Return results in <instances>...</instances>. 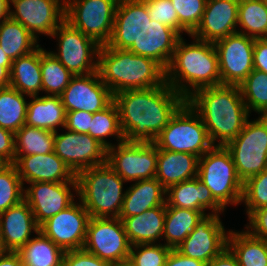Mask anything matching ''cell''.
Returning <instances> with one entry per match:
<instances>
[{"label":"cell","instance_id":"3957f363","mask_svg":"<svg viewBox=\"0 0 267 266\" xmlns=\"http://www.w3.org/2000/svg\"><path fill=\"white\" fill-rule=\"evenodd\" d=\"M188 44L182 36L165 69L166 83L185 100L196 91L221 84L214 43L192 37Z\"/></svg>","mask_w":267,"mask_h":266},{"label":"cell","instance_id":"9c48e42d","mask_svg":"<svg viewBox=\"0 0 267 266\" xmlns=\"http://www.w3.org/2000/svg\"><path fill=\"white\" fill-rule=\"evenodd\" d=\"M119 0H65V21L106 45L113 31L115 11Z\"/></svg>","mask_w":267,"mask_h":266},{"label":"cell","instance_id":"816d5d0a","mask_svg":"<svg viewBox=\"0 0 267 266\" xmlns=\"http://www.w3.org/2000/svg\"><path fill=\"white\" fill-rule=\"evenodd\" d=\"M165 266H206V263L184 256L177 249H171Z\"/></svg>","mask_w":267,"mask_h":266},{"label":"cell","instance_id":"83f0119b","mask_svg":"<svg viewBox=\"0 0 267 266\" xmlns=\"http://www.w3.org/2000/svg\"><path fill=\"white\" fill-rule=\"evenodd\" d=\"M165 214L166 206H156L142 214L120 218L131 245L161 243Z\"/></svg>","mask_w":267,"mask_h":266},{"label":"cell","instance_id":"db71d44e","mask_svg":"<svg viewBox=\"0 0 267 266\" xmlns=\"http://www.w3.org/2000/svg\"><path fill=\"white\" fill-rule=\"evenodd\" d=\"M0 266H25L17 252H4L0 256Z\"/></svg>","mask_w":267,"mask_h":266},{"label":"cell","instance_id":"1f68e13d","mask_svg":"<svg viewBox=\"0 0 267 266\" xmlns=\"http://www.w3.org/2000/svg\"><path fill=\"white\" fill-rule=\"evenodd\" d=\"M205 217L201 211L166 207L163 239L167 247L176 249Z\"/></svg>","mask_w":267,"mask_h":266},{"label":"cell","instance_id":"74e56055","mask_svg":"<svg viewBox=\"0 0 267 266\" xmlns=\"http://www.w3.org/2000/svg\"><path fill=\"white\" fill-rule=\"evenodd\" d=\"M89 135L95 138L106 149H109L114 145L111 141L107 140L108 137L114 136L117 144L125 141L120 126L118 108L114 101H112L105 109L93 113Z\"/></svg>","mask_w":267,"mask_h":266},{"label":"cell","instance_id":"d590c367","mask_svg":"<svg viewBox=\"0 0 267 266\" xmlns=\"http://www.w3.org/2000/svg\"><path fill=\"white\" fill-rule=\"evenodd\" d=\"M237 32L254 39L267 38V7L262 0H239Z\"/></svg>","mask_w":267,"mask_h":266},{"label":"cell","instance_id":"94428289","mask_svg":"<svg viewBox=\"0 0 267 266\" xmlns=\"http://www.w3.org/2000/svg\"><path fill=\"white\" fill-rule=\"evenodd\" d=\"M265 4V6L267 7V0H262Z\"/></svg>","mask_w":267,"mask_h":266},{"label":"cell","instance_id":"ee69618b","mask_svg":"<svg viewBox=\"0 0 267 266\" xmlns=\"http://www.w3.org/2000/svg\"><path fill=\"white\" fill-rule=\"evenodd\" d=\"M170 251L163 243L135 244L129 258L136 266H165Z\"/></svg>","mask_w":267,"mask_h":266},{"label":"cell","instance_id":"680465c9","mask_svg":"<svg viewBox=\"0 0 267 266\" xmlns=\"http://www.w3.org/2000/svg\"><path fill=\"white\" fill-rule=\"evenodd\" d=\"M112 266H136V265L134 264V262L130 258H128V259L122 260L118 263H115Z\"/></svg>","mask_w":267,"mask_h":266},{"label":"cell","instance_id":"277c9868","mask_svg":"<svg viewBox=\"0 0 267 266\" xmlns=\"http://www.w3.org/2000/svg\"><path fill=\"white\" fill-rule=\"evenodd\" d=\"M97 71L113 95L162 86L166 82L165 69L155 60L106 45L100 46Z\"/></svg>","mask_w":267,"mask_h":266},{"label":"cell","instance_id":"ba28073f","mask_svg":"<svg viewBox=\"0 0 267 266\" xmlns=\"http://www.w3.org/2000/svg\"><path fill=\"white\" fill-rule=\"evenodd\" d=\"M225 147L243 183L267 169V116L248 119L243 130Z\"/></svg>","mask_w":267,"mask_h":266},{"label":"cell","instance_id":"4fadbf2b","mask_svg":"<svg viewBox=\"0 0 267 266\" xmlns=\"http://www.w3.org/2000/svg\"><path fill=\"white\" fill-rule=\"evenodd\" d=\"M254 42V38L236 32L214 43L221 84L239 86L254 70Z\"/></svg>","mask_w":267,"mask_h":266},{"label":"cell","instance_id":"9a60e30c","mask_svg":"<svg viewBox=\"0 0 267 266\" xmlns=\"http://www.w3.org/2000/svg\"><path fill=\"white\" fill-rule=\"evenodd\" d=\"M10 18L38 40L40 34L51 37L65 20V0H10Z\"/></svg>","mask_w":267,"mask_h":266},{"label":"cell","instance_id":"2e32d148","mask_svg":"<svg viewBox=\"0 0 267 266\" xmlns=\"http://www.w3.org/2000/svg\"><path fill=\"white\" fill-rule=\"evenodd\" d=\"M55 132L54 153L75 173L106 163L107 149L89 134Z\"/></svg>","mask_w":267,"mask_h":266},{"label":"cell","instance_id":"6da1fadb","mask_svg":"<svg viewBox=\"0 0 267 266\" xmlns=\"http://www.w3.org/2000/svg\"><path fill=\"white\" fill-rule=\"evenodd\" d=\"M126 142L154 143L171 117L186 100L166 82L148 89L113 95Z\"/></svg>","mask_w":267,"mask_h":266},{"label":"cell","instance_id":"f907efd6","mask_svg":"<svg viewBox=\"0 0 267 266\" xmlns=\"http://www.w3.org/2000/svg\"><path fill=\"white\" fill-rule=\"evenodd\" d=\"M253 65L255 70L267 74V38L255 39Z\"/></svg>","mask_w":267,"mask_h":266},{"label":"cell","instance_id":"e0dca14e","mask_svg":"<svg viewBox=\"0 0 267 266\" xmlns=\"http://www.w3.org/2000/svg\"><path fill=\"white\" fill-rule=\"evenodd\" d=\"M75 196L77 182H34L24 188V200L30 206L38 226L70 206Z\"/></svg>","mask_w":267,"mask_h":266},{"label":"cell","instance_id":"f546056e","mask_svg":"<svg viewBox=\"0 0 267 266\" xmlns=\"http://www.w3.org/2000/svg\"><path fill=\"white\" fill-rule=\"evenodd\" d=\"M10 86L30 96L42 91L41 45L33 52L12 61Z\"/></svg>","mask_w":267,"mask_h":266},{"label":"cell","instance_id":"681fc988","mask_svg":"<svg viewBox=\"0 0 267 266\" xmlns=\"http://www.w3.org/2000/svg\"><path fill=\"white\" fill-rule=\"evenodd\" d=\"M0 161L3 164L15 162L14 133L0 127Z\"/></svg>","mask_w":267,"mask_h":266},{"label":"cell","instance_id":"d6a6232c","mask_svg":"<svg viewBox=\"0 0 267 266\" xmlns=\"http://www.w3.org/2000/svg\"><path fill=\"white\" fill-rule=\"evenodd\" d=\"M40 45L18 21L9 17L0 24V47L11 61L33 52Z\"/></svg>","mask_w":267,"mask_h":266},{"label":"cell","instance_id":"f6af8a7d","mask_svg":"<svg viewBox=\"0 0 267 266\" xmlns=\"http://www.w3.org/2000/svg\"><path fill=\"white\" fill-rule=\"evenodd\" d=\"M150 19L175 29L179 33L178 15L171 0H142Z\"/></svg>","mask_w":267,"mask_h":266},{"label":"cell","instance_id":"603a6c76","mask_svg":"<svg viewBox=\"0 0 267 266\" xmlns=\"http://www.w3.org/2000/svg\"><path fill=\"white\" fill-rule=\"evenodd\" d=\"M181 37L175 29L151 20L128 50L151 58L166 69Z\"/></svg>","mask_w":267,"mask_h":266},{"label":"cell","instance_id":"8fae6325","mask_svg":"<svg viewBox=\"0 0 267 266\" xmlns=\"http://www.w3.org/2000/svg\"><path fill=\"white\" fill-rule=\"evenodd\" d=\"M158 148L154 143L122 142L107 149L106 163L125 181L155 178Z\"/></svg>","mask_w":267,"mask_h":266},{"label":"cell","instance_id":"836d02e7","mask_svg":"<svg viewBox=\"0 0 267 266\" xmlns=\"http://www.w3.org/2000/svg\"><path fill=\"white\" fill-rule=\"evenodd\" d=\"M17 253L25 266H62L65 251L38 231Z\"/></svg>","mask_w":267,"mask_h":266},{"label":"cell","instance_id":"6f0895ef","mask_svg":"<svg viewBox=\"0 0 267 266\" xmlns=\"http://www.w3.org/2000/svg\"><path fill=\"white\" fill-rule=\"evenodd\" d=\"M0 62H2V66H4L10 72L12 61L6 56L1 47H0Z\"/></svg>","mask_w":267,"mask_h":266},{"label":"cell","instance_id":"484cf974","mask_svg":"<svg viewBox=\"0 0 267 266\" xmlns=\"http://www.w3.org/2000/svg\"><path fill=\"white\" fill-rule=\"evenodd\" d=\"M156 206H166V189L156 178L136 181L125 190L119 218L139 215Z\"/></svg>","mask_w":267,"mask_h":266},{"label":"cell","instance_id":"d4e9b609","mask_svg":"<svg viewBox=\"0 0 267 266\" xmlns=\"http://www.w3.org/2000/svg\"><path fill=\"white\" fill-rule=\"evenodd\" d=\"M166 207L197 210L205 216L220 215L225 210L198 177L168 187L166 189ZM206 210H211V212L206 213Z\"/></svg>","mask_w":267,"mask_h":266},{"label":"cell","instance_id":"f35d334b","mask_svg":"<svg viewBox=\"0 0 267 266\" xmlns=\"http://www.w3.org/2000/svg\"><path fill=\"white\" fill-rule=\"evenodd\" d=\"M42 92L60 96L74 76L51 53L41 47Z\"/></svg>","mask_w":267,"mask_h":266},{"label":"cell","instance_id":"b9f144b4","mask_svg":"<svg viewBox=\"0 0 267 266\" xmlns=\"http://www.w3.org/2000/svg\"><path fill=\"white\" fill-rule=\"evenodd\" d=\"M178 15L179 34L191 35L199 26L207 0H171Z\"/></svg>","mask_w":267,"mask_h":266},{"label":"cell","instance_id":"30bf717a","mask_svg":"<svg viewBox=\"0 0 267 266\" xmlns=\"http://www.w3.org/2000/svg\"><path fill=\"white\" fill-rule=\"evenodd\" d=\"M51 38H56L58 42L57 50L51 53L73 75H86L97 71L100 45L92 38L65 20Z\"/></svg>","mask_w":267,"mask_h":266},{"label":"cell","instance_id":"5bb4252c","mask_svg":"<svg viewBox=\"0 0 267 266\" xmlns=\"http://www.w3.org/2000/svg\"><path fill=\"white\" fill-rule=\"evenodd\" d=\"M90 215L80 202L52 216L39 226V231L64 251L84 247Z\"/></svg>","mask_w":267,"mask_h":266},{"label":"cell","instance_id":"60d3db41","mask_svg":"<svg viewBox=\"0 0 267 266\" xmlns=\"http://www.w3.org/2000/svg\"><path fill=\"white\" fill-rule=\"evenodd\" d=\"M14 164L0 167V213L24 200V188Z\"/></svg>","mask_w":267,"mask_h":266},{"label":"cell","instance_id":"bcb514c9","mask_svg":"<svg viewBox=\"0 0 267 266\" xmlns=\"http://www.w3.org/2000/svg\"><path fill=\"white\" fill-rule=\"evenodd\" d=\"M62 266H112L84 248L65 251Z\"/></svg>","mask_w":267,"mask_h":266},{"label":"cell","instance_id":"ac0fdd59","mask_svg":"<svg viewBox=\"0 0 267 266\" xmlns=\"http://www.w3.org/2000/svg\"><path fill=\"white\" fill-rule=\"evenodd\" d=\"M229 231L220 215L205 216L176 248L184 256L209 263L227 247Z\"/></svg>","mask_w":267,"mask_h":266},{"label":"cell","instance_id":"7c38bea8","mask_svg":"<svg viewBox=\"0 0 267 266\" xmlns=\"http://www.w3.org/2000/svg\"><path fill=\"white\" fill-rule=\"evenodd\" d=\"M131 243L120 218L91 217L84 249L111 265L130 257Z\"/></svg>","mask_w":267,"mask_h":266},{"label":"cell","instance_id":"c3c4849f","mask_svg":"<svg viewBox=\"0 0 267 266\" xmlns=\"http://www.w3.org/2000/svg\"><path fill=\"white\" fill-rule=\"evenodd\" d=\"M93 120V113L86 111L66 112V122L64 129L69 131L89 134L90 124Z\"/></svg>","mask_w":267,"mask_h":266},{"label":"cell","instance_id":"44dd1931","mask_svg":"<svg viewBox=\"0 0 267 266\" xmlns=\"http://www.w3.org/2000/svg\"><path fill=\"white\" fill-rule=\"evenodd\" d=\"M239 0H207L202 20L192 37L216 41L237 32Z\"/></svg>","mask_w":267,"mask_h":266},{"label":"cell","instance_id":"f5cc1de1","mask_svg":"<svg viewBox=\"0 0 267 266\" xmlns=\"http://www.w3.org/2000/svg\"><path fill=\"white\" fill-rule=\"evenodd\" d=\"M206 266H239L236 257L226 247L218 256L213 258Z\"/></svg>","mask_w":267,"mask_h":266},{"label":"cell","instance_id":"cb8c5ba5","mask_svg":"<svg viewBox=\"0 0 267 266\" xmlns=\"http://www.w3.org/2000/svg\"><path fill=\"white\" fill-rule=\"evenodd\" d=\"M34 214L25 200L0 213V239L5 252H18L37 233Z\"/></svg>","mask_w":267,"mask_h":266},{"label":"cell","instance_id":"7a4b0ae2","mask_svg":"<svg viewBox=\"0 0 267 266\" xmlns=\"http://www.w3.org/2000/svg\"><path fill=\"white\" fill-rule=\"evenodd\" d=\"M186 101L200 115L214 146L235 139L250 117L238 85L202 88Z\"/></svg>","mask_w":267,"mask_h":266},{"label":"cell","instance_id":"d6986e66","mask_svg":"<svg viewBox=\"0 0 267 266\" xmlns=\"http://www.w3.org/2000/svg\"><path fill=\"white\" fill-rule=\"evenodd\" d=\"M60 98L66 112L96 113L113 101V94L96 71L86 75H74Z\"/></svg>","mask_w":267,"mask_h":266},{"label":"cell","instance_id":"91938a15","mask_svg":"<svg viewBox=\"0 0 267 266\" xmlns=\"http://www.w3.org/2000/svg\"><path fill=\"white\" fill-rule=\"evenodd\" d=\"M4 249L2 247V244H1V239H0V256L4 253Z\"/></svg>","mask_w":267,"mask_h":266},{"label":"cell","instance_id":"9f6ffc18","mask_svg":"<svg viewBox=\"0 0 267 266\" xmlns=\"http://www.w3.org/2000/svg\"><path fill=\"white\" fill-rule=\"evenodd\" d=\"M10 86V72L0 62V87Z\"/></svg>","mask_w":267,"mask_h":266},{"label":"cell","instance_id":"ab89813d","mask_svg":"<svg viewBox=\"0 0 267 266\" xmlns=\"http://www.w3.org/2000/svg\"><path fill=\"white\" fill-rule=\"evenodd\" d=\"M239 88L248 112L267 116V74L254 69Z\"/></svg>","mask_w":267,"mask_h":266},{"label":"cell","instance_id":"8992f818","mask_svg":"<svg viewBox=\"0 0 267 266\" xmlns=\"http://www.w3.org/2000/svg\"><path fill=\"white\" fill-rule=\"evenodd\" d=\"M197 177L224 209L241 205L243 182L225 146H213L199 158Z\"/></svg>","mask_w":267,"mask_h":266},{"label":"cell","instance_id":"11a10c76","mask_svg":"<svg viewBox=\"0 0 267 266\" xmlns=\"http://www.w3.org/2000/svg\"><path fill=\"white\" fill-rule=\"evenodd\" d=\"M10 17V0H0V24Z\"/></svg>","mask_w":267,"mask_h":266},{"label":"cell","instance_id":"7dc6e473","mask_svg":"<svg viewBox=\"0 0 267 266\" xmlns=\"http://www.w3.org/2000/svg\"><path fill=\"white\" fill-rule=\"evenodd\" d=\"M248 221L245 230L252 236L267 241V206L254 210L248 216Z\"/></svg>","mask_w":267,"mask_h":266},{"label":"cell","instance_id":"f1b7e54d","mask_svg":"<svg viewBox=\"0 0 267 266\" xmlns=\"http://www.w3.org/2000/svg\"><path fill=\"white\" fill-rule=\"evenodd\" d=\"M29 98L26 125L54 132L65 127L66 110L60 96L40 95Z\"/></svg>","mask_w":267,"mask_h":266},{"label":"cell","instance_id":"7bdbcfd3","mask_svg":"<svg viewBox=\"0 0 267 266\" xmlns=\"http://www.w3.org/2000/svg\"><path fill=\"white\" fill-rule=\"evenodd\" d=\"M249 216L254 210L267 206V169L243 183L242 200Z\"/></svg>","mask_w":267,"mask_h":266},{"label":"cell","instance_id":"4dcf8cb0","mask_svg":"<svg viewBox=\"0 0 267 266\" xmlns=\"http://www.w3.org/2000/svg\"><path fill=\"white\" fill-rule=\"evenodd\" d=\"M227 248L239 266H267V241L252 236L247 230H229Z\"/></svg>","mask_w":267,"mask_h":266},{"label":"cell","instance_id":"4316f807","mask_svg":"<svg viewBox=\"0 0 267 266\" xmlns=\"http://www.w3.org/2000/svg\"><path fill=\"white\" fill-rule=\"evenodd\" d=\"M199 157L191 153L158 149L155 178L167 189L198 176Z\"/></svg>","mask_w":267,"mask_h":266},{"label":"cell","instance_id":"8d00e7d4","mask_svg":"<svg viewBox=\"0 0 267 266\" xmlns=\"http://www.w3.org/2000/svg\"><path fill=\"white\" fill-rule=\"evenodd\" d=\"M14 140L15 156L47 154L54 151L55 132L24 124Z\"/></svg>","mask_w":267,"mask_h":266},{"label":"cell","instance_id":"7402d4cb","mask_svg":"<svg viewBox=\"0 0 267 266\" xmlns=\"http://www.w3.org/2000/svg\"><path fill=\"white\" fill-rule=\"evenodd\" d=\"M14 165L23 186L34 182H77L76 174L54 152L15 156Z\"/></svg>","mask_w":267,"mask_h":266},{"label":"cell","instance_id":"e575fe53","mask_svg":"<svg viewBox=\"0 0 267 266\" xmlns=\"http://www.w3.org/2000/svg\"><path fill=\"white\" fill-rule=\"evenodd\" d=\"M27 95L11 86L0 87V127L16 133L26 122Z\"/></svg>","mask_w":267,"mask_h":266},{"label":"cell","instance_id":"5b68a950","mask_svg":"<svg viewBox=\"0 0 267 266\" xmlns=\"http://www.w3.org/2000/svg\"><path fill=\"white\" fill-rule=\"evenodd\" d=\"M76 180L77 199L90 217L119 218L126 182L107 163L81 170Z\"/></svg>","mask_w":267,"mask_h":266},{"label":"cell","instance_id":"ffe728a7","mask_svg":"<svg viewBox=\"0 0 267 266\" xmlns=\"http://www.w3.org/2000/svg\"><path fill=\"white\" fill-rule=\"evenodd\" d=\"M148 21L147 6L142 0H119L111 38L106 46L128 50L138 39Z\"/></svg>","mask_w":267,"mask_h":266},{"label":"cell","instance_id":"52a82bcc","mask_svg":"<svg viewBox=\"0 0 267 266\" xmlns=\"http://www.w3.org/2000/svg\"><path fill=\"white\" fill-rule=\"evenodd\" d=\"M158 149L191 153L199 158L214 145L200 115L186 101L156 137Z\"/></svg>","mask_w":267,"mask_h":266}]
</instances>
